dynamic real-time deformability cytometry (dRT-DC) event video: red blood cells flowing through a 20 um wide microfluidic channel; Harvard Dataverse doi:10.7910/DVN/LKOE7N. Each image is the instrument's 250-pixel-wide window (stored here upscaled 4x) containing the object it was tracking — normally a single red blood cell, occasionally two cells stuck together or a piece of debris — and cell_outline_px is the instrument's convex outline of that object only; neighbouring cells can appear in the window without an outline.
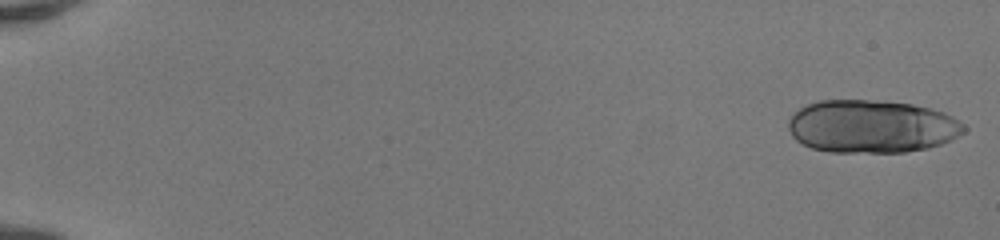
{"species": "human", "species_latin": "Homo sapiens", "temperature_condition": "room temperature", "stored_images_in_passage": 21, "camera_frame_rate_fps": 3000, "um_per_image_px": 0.085, "donor": {"sex": "female"}, "frame": {"image": 1, "passage_image": 1, "time_ms": 0.0, "image_size_px": [1000, 240], "cell_outline_px": [[968, 128], [964, 132], [952, 140], [928, 148], [904, 152], [828, 152], [812, 148], [796, 140], [792, 136], [788, 128], [788, 120], [800, 108], [808, 104], [820, 100], [876, 100], [912, 104], [932, 108], [944, 112], [952, 116], [964, 124]], "centroid_in_image_um": [74.12, 10.75], "position_along_channel_um": 10.9, "area_um2": 54.45}}
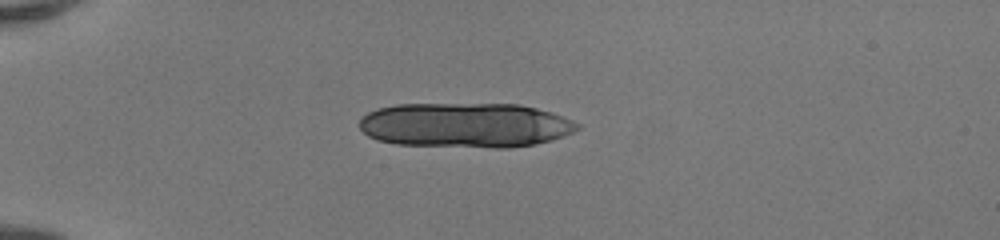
{"frame": {"image": 2, "passage_image": 14, "time_ms": 4.333, "image_size_px": [1000, 240], "cell_outline_px": [[580, 128], [572, 132], [552, 140], [536, 144], [508, 148], [496, 148], [396, 144], [376, 140], [368, 136], [360, 128], [360, 116], [368, 112], [380, 108], [396, 104], [520, 104], [552, 112], [572, 120], [580, 124]], "centroid_in_image_um": [39.56, 10.64], "position_along_channel_um": 45.4, "area_um2": 57.22}}